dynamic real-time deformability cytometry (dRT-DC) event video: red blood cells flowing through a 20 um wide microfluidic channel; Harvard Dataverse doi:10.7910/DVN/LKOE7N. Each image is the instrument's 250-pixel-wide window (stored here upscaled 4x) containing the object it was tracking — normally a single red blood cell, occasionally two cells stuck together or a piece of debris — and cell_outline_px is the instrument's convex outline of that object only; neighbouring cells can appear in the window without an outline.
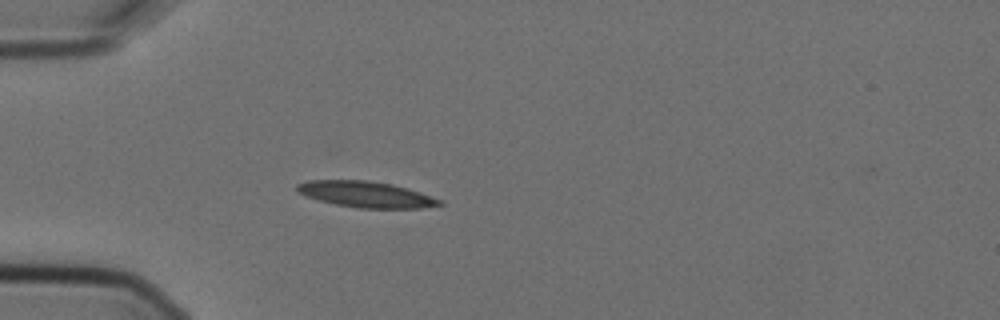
{"species": "Egyptian fruit bat (a non-hibernating species)", "species_latin": "Rousettus aegyptiacus", "temperature_condition": "cold", "stored_images_in_passage": 4, "camera_frame_rate_fps": 3000, "um_per_image_px": 0.085, "animal": {"sex": "female"}, "frame": {"image": 1, "passage_image": 4, "time_ms": 1.0, "image_size_px": [1000, 320], "cell_outline_px": [[444, 204], [420, 208], [356, 208], [336, 204], [320, 200], [296, 192], [296, 184], [308, 180], [368, 180], [392, 184], [408, 188], [444, 200]], "centroid_in_image_um": [31.13, 16.51], "position_along_channel_um": 53.9, "area_um2": 21.68}}